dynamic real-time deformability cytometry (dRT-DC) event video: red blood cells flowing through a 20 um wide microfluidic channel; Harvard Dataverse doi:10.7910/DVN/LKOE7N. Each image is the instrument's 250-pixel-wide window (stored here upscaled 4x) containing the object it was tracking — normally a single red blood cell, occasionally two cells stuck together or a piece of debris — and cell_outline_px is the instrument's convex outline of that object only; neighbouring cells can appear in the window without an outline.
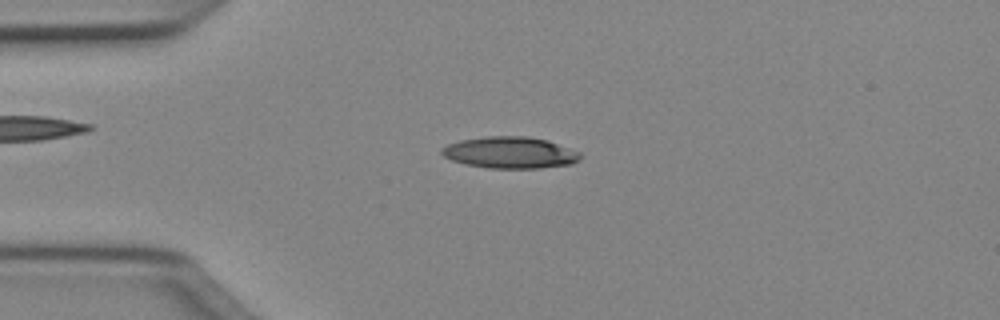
{"species": "Egyptian fruit bat (a non-hibernating species)", "species_latin": "Rousettus aegyptiacus", "temperature_condition": "cold", "stored_images_in_passage": 49, "camera_frame_rate_fps": 3000, "um_per_image_px": 0.085, "animal": {"sex": "female"}, "frame": {"image": 1, "passage_image": 11, "time_ms": 3.333, "image_size_px": [1000, 320], "cell_outline_px": [[580, 160], [572, 164], [540, 168], [488, 168], [464, 164], [452, 160], [444, 156], [440, 152], [440, 148], [448, 144], [460, 140], [484, 136], [528, 136], [548, 140], [580, 152]], "centroid_in_image_um": [43.34, 12.96], "position_along_channel_um": 41.7, "area_um2": 25.66}}
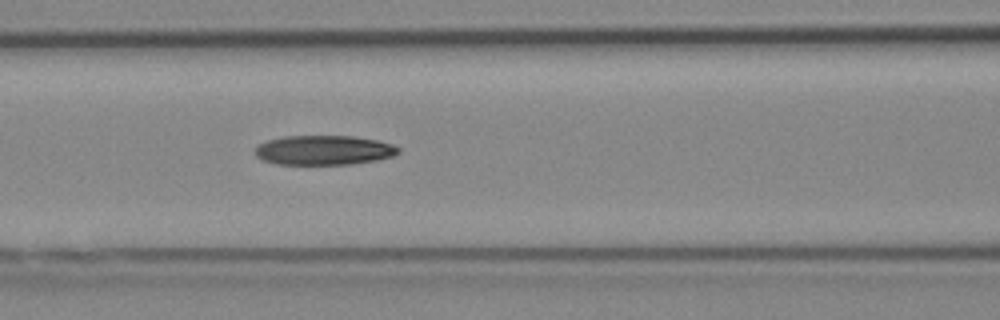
{"frame": {"image": 2, "passage_image": 20, "time_ms": 6.333, "image_size_px": [1000, 320], "cell_outline_px": [[400, 152], [392, 156], [376, 160], [352, 164], [276, 164], [264, 160], [256, 156], [252, 152], [260, 144], [268, 140], [284, 136], [352, 136], [376, 140], [392, 144], [400, 148]], "centroid_in_image_um": [27.52, 12.76], "position_along_channel_um": 139.1, "area_um2": 24.62}}
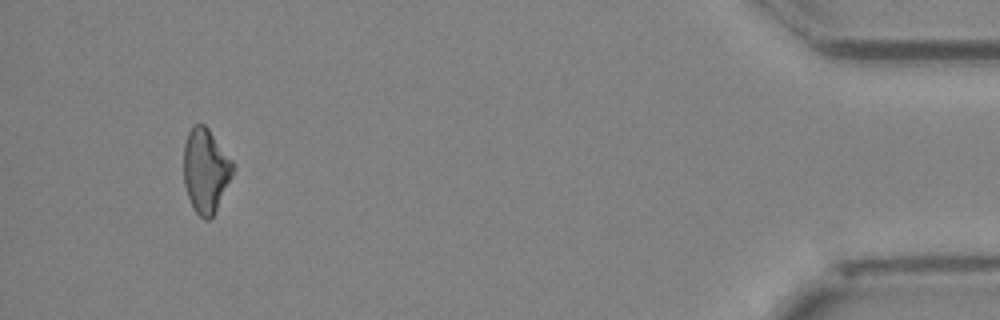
{"frame": {"image": 3, "passage_image": 46, "time_ms": 15.0, "image_size_px": [1000, 320], "cell_outline_px": [[236, 168], [212, 216], [208, 220], [204, 220], [196, 212], [188, 196], [184, 184], [184, 144], [188, 132], [192, 124], [204, 124], [208, 128], [236, 164]], "centroid_in_image_um": [17.49, 14.45], "position_along_channel_um": 417.7, "area_um2": 24.1}, "authors_computed_cell_mechanics": {"area_um2": 24.7384, "velocity_mm_per_s": 4.0431, "shape_relaxation_time_tau1_ms": 7.6286, "shape_relaxation_time_tau2_ms": null, "deformation_change_tau1": 0.1702, "deformation_change_tau2": null}}